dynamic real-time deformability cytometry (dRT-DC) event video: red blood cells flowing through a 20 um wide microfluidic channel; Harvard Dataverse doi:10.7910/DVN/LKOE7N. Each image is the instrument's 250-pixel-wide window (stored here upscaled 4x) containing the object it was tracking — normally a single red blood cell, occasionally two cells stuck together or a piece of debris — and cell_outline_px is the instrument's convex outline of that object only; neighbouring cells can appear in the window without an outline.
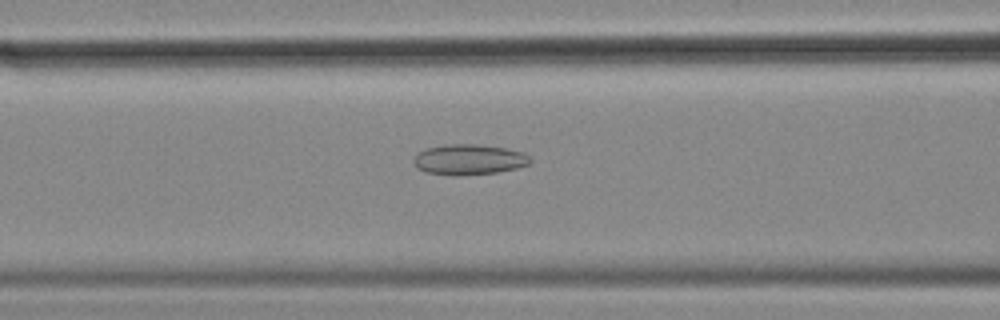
{"species": "common noctule bat (a hibernating species)", "species_latin": "Nyctalus noctula", "temperature_condition": "cold", "stored_images_in_passage": 43, "camera_frame_rate_fps": 3000, "um_per_image_px": 0.085, "animal": {"sex": "female", "body_mass_g": 18.4}, "frame": {"image": 1, "passage_image": 9, "time_ms": 2.667, "image_size_px": [1000, 320], "cell_outline_px": [[532, 160], [528, 164], [516, 168], [496, 172], [456, 176], [424, 172], [416, 168], [412, 164], [412, 160], [416, 152], [424, 148], [444, 144], [476, 144], [504, 148], [524, 152], [532, 156]], "centroid_in_image_um": [39.8, 13.55], "position_along_channel_um": 126.8, "area_um2": 21.1}}
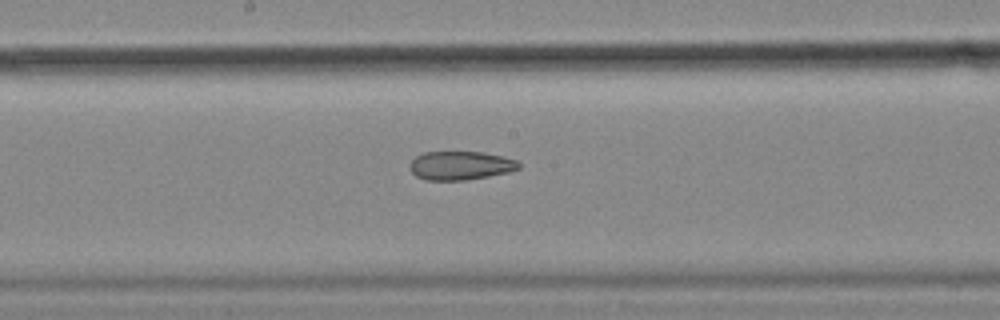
{"frame": {"image": 2, "passage_image": 16, "time_ms": 5.0, "image_size_px": [1000, 320], "cell_outline_px": [[520, 168], [508, 172], [488, 176], [464, 180], [424, 180], [416, 176], [412, 172], [412, 160], [416, 156], [424, 152], [484, 152], [504, 156], [516, 160], [520, 164]], "centroid_in_image_um": [39.17, 14.06], "position_along_channel_um": 209.0, "area_um2": 18.09}}
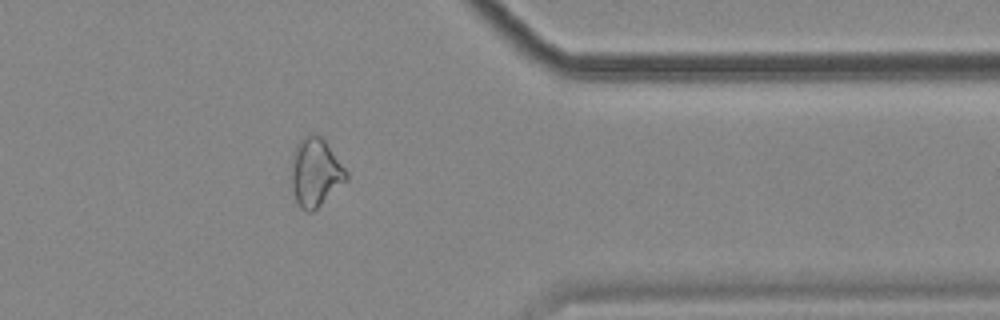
{"frame": {"image": 3, "passage_image": 32, "time_ms": 10.333, "image_size_px": [1000, 320], "cell_outline_px": [[348, 180], [312, 212], [308, 212], [300, 208], [296, 200], [292, 188], [292, 152], [296, 144], [304, 136], [316, 132], [328, 144], [348, 172]], "centroid_in_image_um": [26.82, 14.63], "position_along_channel_um": 384.6, "area_um2": 21.96}, "authors_computed_cell_mechanics": {"area_um2": 20.6924, "velocity_mm_per_s": 3.536, "shape_relaxation_time_tau1_ms": null, "shape_relaxation_time_tau2_ms": 4.0912, "deformation_change_tau1": null, "deformation_change_tau2": 0.119}}